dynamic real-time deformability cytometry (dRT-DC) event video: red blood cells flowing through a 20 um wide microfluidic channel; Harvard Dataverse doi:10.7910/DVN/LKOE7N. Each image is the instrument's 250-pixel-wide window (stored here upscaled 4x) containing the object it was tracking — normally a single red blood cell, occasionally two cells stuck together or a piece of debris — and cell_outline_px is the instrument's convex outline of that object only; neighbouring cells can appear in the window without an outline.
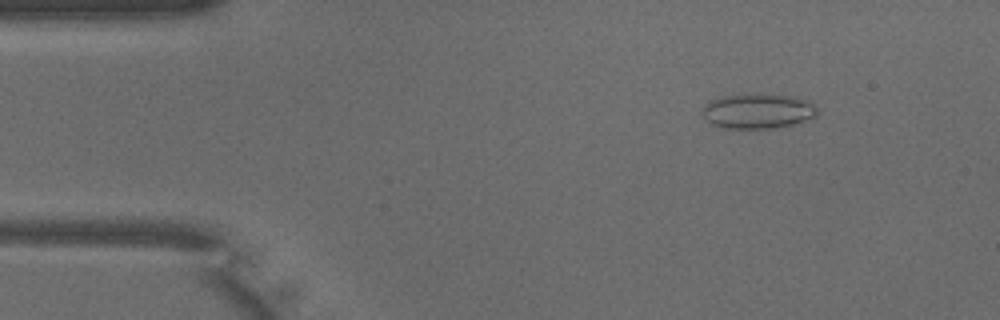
{"species": "common noctule bat (a hibernating species)", "species_latin": "Nyctalus noctula", "temperature_condition": "warm", "stored_images_in_passage": 45, "camera_frame_rate_fps": 3000, "um_per_image_px": 0.085, "animal": {"sex": "male", "body_mass_g": 18.8}, "frame": {"image": 1, "passage_image": 2, "time_ms": 0.333, "image_size_px": [1000, 320], "cell_outline_px": [[820, 112], [816, 116], [792, 124], [772, 128], [724, 128], [712, 124], [700, 112], [704, 104], [708, 100], [724, 96], [744, 92], [764, 92], [792, 96], [808, 100], [816, 104]], "centroid_in_image_um": [64.42, 9.39], "position_along_channel_um": 20.6, "area_um2": 24.22}}
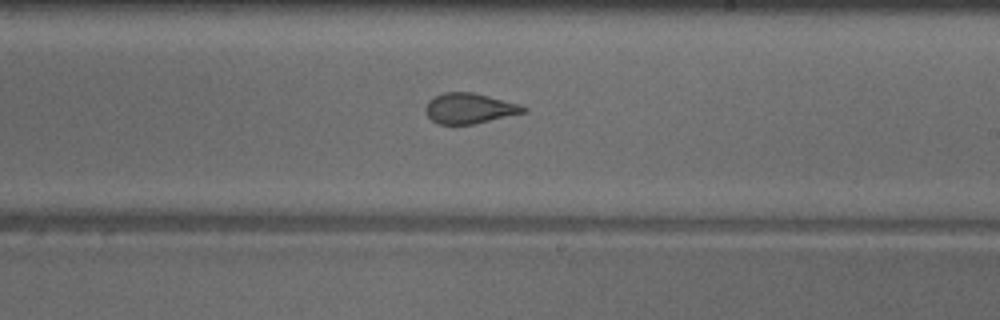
{"frame": {"image": 2, "passage_image": 24, "time_ms": 7.667, "image_size_px": [1000, 320], "cell_outline_px": [[528, 112], [472, 124], [440, 124], [432, 120], [428, 116], [424, 108], [428, 100], [444, 92], [472, 92], [520, 104], [528, 108]], "centroid_in_image_um": [39.91, 9.21], "position_along_channel_um": 249.1, "area_um2": 17.28}}
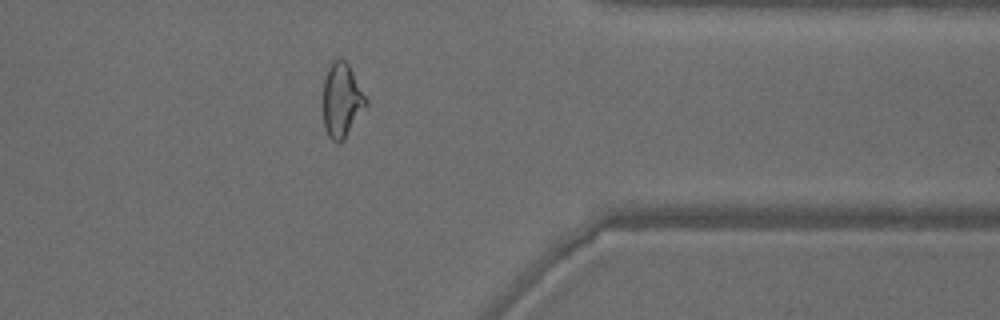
{"frame": {"image": 3, "passage_image": 35, "time_ms": 11.333, "image_size_px": [1000, 320], "cell_outline_px": [[368, 104], [344, 140], [340, 144], [332, 140], [328, 136], [324, 128], [324, 76], [332, 60], [344, 60], [348, 64], [368, 100]], "centroid_in_image_um": [29.06, 8.55], "position_along_channel_um": 382.3, "area_um2": 18.5}, "authors_computed_cell_mechanics": {"area_um2": 19.3052, "velocity_mm_per_s": 4.0424, "shape_relaxation_time_tau1_ms": null, "shape_relaxation_time_tau2_ms": 0.9968, "deformation_change_tau1": null, "deformation_change_tau2": 0.0793}}